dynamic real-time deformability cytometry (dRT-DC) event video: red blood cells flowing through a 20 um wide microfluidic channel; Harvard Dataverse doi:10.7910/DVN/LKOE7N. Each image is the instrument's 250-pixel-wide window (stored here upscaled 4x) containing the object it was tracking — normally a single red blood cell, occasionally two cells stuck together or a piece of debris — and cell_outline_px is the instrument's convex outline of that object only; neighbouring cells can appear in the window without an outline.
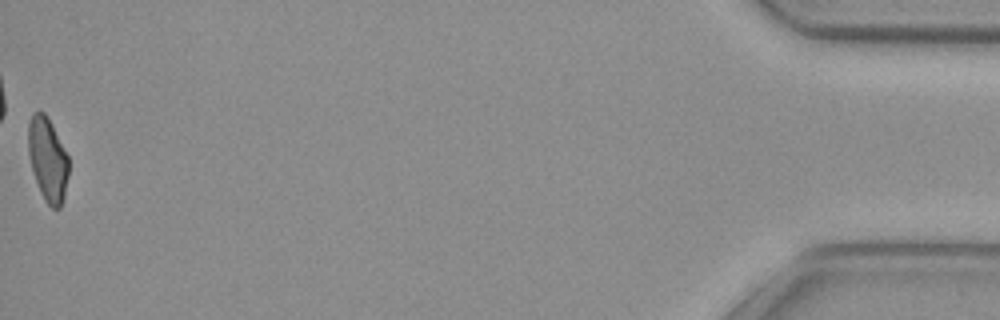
{"species": "common noctule bat (a hibernating species)", "species_latin": "Nyctalus noctula", "temperature_condition": "cold", "stored_images_in_passage": 55, "camera_frame_rate_fps": 3000, "um_per_image_px": 0.085, "animal": {"sex": "female", "body_mass_g": 29.2, "forearm_length_mm": 56.3}, "frame": {"image": 1, "passage_image": 55, "time_ms": 18.0, "image_size_px": [1000, 320], "cell_outline_px": [[68, 176], [64, 196], [60, 208], [52, 208], [44, 200], [40, 192], [32, 168], [28, 152], [28, 124], [32, 112], [44, 112], [52, 124], [68, 156]], "centroid_in_image_um": [4.05, 13.54], "position_along_channel_um": 431.2, "area_um2": 19.59}, "authors_computed_cell_mechanics": {"area_um2": 21.1548, "velocity_mm_per_s": 3.737, "shape_relaxation_time_tau1_ms": null, "shape_relaxation_time_tau2_ms": 5.4291, "deformation_change_tau1": null, "deformation_change_tau2": 0.1102}}